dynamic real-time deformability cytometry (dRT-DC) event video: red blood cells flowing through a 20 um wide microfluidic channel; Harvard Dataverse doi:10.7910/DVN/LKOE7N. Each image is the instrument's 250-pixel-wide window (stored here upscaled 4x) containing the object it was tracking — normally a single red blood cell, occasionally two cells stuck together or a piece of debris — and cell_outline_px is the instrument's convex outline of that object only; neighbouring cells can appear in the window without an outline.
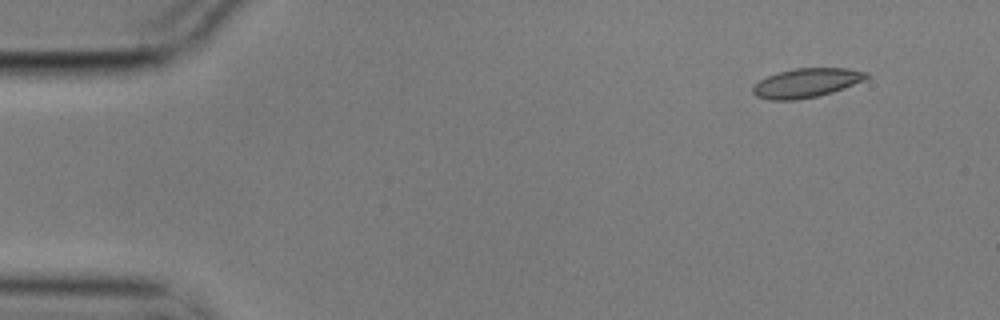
{"species": "common noctule bat (a hibernating species)", "species_latin": "Nyctalus noctula", "temperature_condition": "cold", "stored_images_in_passage": 9, "camera_frame_rate_fps": 3000, "um_per_image_px": 0.085, "animal": {"sex": "male", "body_mass_g": 17.9}, "frame": {"image": 1, "passage_image": 1, "time_ms": 0.0, "image_size_px": [1000, 320], "cell_outline_px": [[868, 76], [864, 80], [844, 88], [832, 92], [816, 96], [796, 100], [772, 100], [756, 96], [752, 92], [752, 88], [760, 80], [768, 76], [780, 72], [796, 68], [848, 68], [868, 72]], "centroid_in_image_um": [68.56, 7.04], "position_along_channel_um": 16.4, "area_um2": 19.07}}
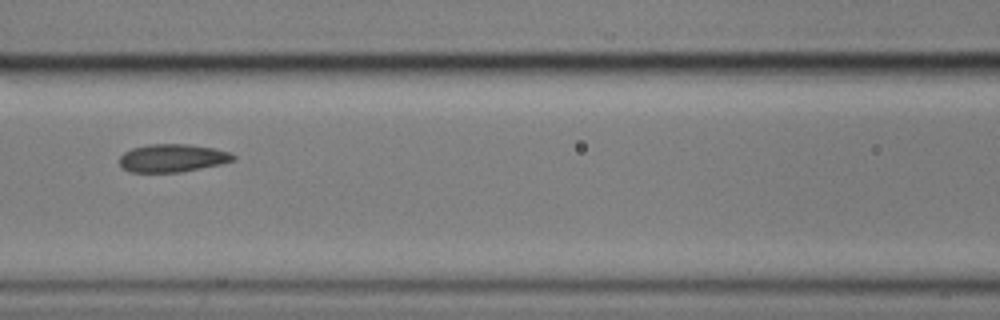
{"frame": {"image": 2, "passage_image": 6, "time_ms": 1.667, "image_size_px": [1000, 320], "cell_outline_px": [[236, 160], [220, 164], [180, 172], [128, 172], [120, 164], [120, 156], [124, 152], [132, 148], [148, 144], [188, 144], [212, 148], [232, 152], [236, 156]], "centroid_in_image_um": [14.67, 13.43], "position_along_channel_um": 151.9, "area_um2": 18.55}}
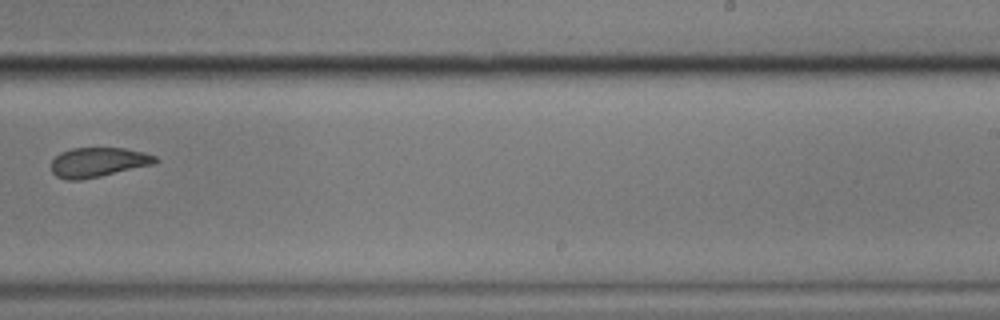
{"frame": {"image": 3, "passage_image": 9, "time_ms": 2.667, "image_size_px": [1000, 320], "cell_outline_px": [[160, 160], [156, 164], [100, 176], [80, 180], [64, 180], [56, 176], [52, 172], [52, 160], [60, 152], [72, 148], [124, 148], [144, 152], [156, 156]], "centroid_in_image_um": [8.37, 13.79], "position_along_channel_um": 280.6, "area_um2": 18.09}}